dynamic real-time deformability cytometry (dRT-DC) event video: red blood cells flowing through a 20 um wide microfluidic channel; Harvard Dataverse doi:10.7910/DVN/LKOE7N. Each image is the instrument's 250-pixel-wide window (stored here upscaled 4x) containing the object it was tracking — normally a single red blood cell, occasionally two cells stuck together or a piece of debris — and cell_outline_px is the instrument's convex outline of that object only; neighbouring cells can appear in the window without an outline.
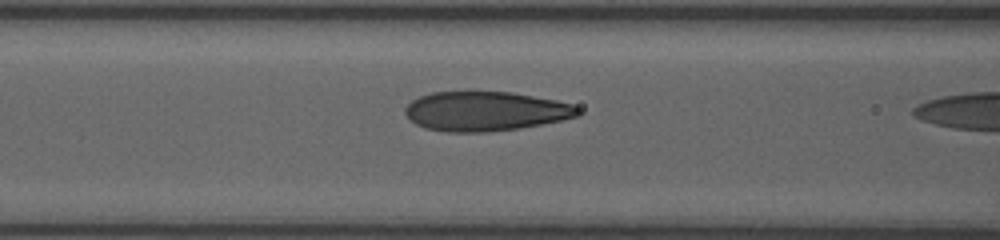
{"species": "human", "species_latin": "Homo sapiens", "temperature_condition": "room temperature", "stored_images_in_passage": 22, "camera_frame_rate_fps": 3000, "um_per_image_px": 0.085, "donor": {"sex": "female"}, "frame": {"image": 1, "passage_image": 21, "time_ms": 6.667, "image_size_px": [1000, 240], "cell_outline_px": [[580, 116], [564, 120], [520, 128], [488, 132], [444, 132], [424, 128], [408, 120], [404, 112], [404, 108], [412, 100], [420, 96], [432, 92], [512, 92], [556, 100], [572, 104], [580, 108]], "centroid_in_image_um": [41.26, 9.46], "position_along_channel_um": 125.3, "area_um2": 40.11}}